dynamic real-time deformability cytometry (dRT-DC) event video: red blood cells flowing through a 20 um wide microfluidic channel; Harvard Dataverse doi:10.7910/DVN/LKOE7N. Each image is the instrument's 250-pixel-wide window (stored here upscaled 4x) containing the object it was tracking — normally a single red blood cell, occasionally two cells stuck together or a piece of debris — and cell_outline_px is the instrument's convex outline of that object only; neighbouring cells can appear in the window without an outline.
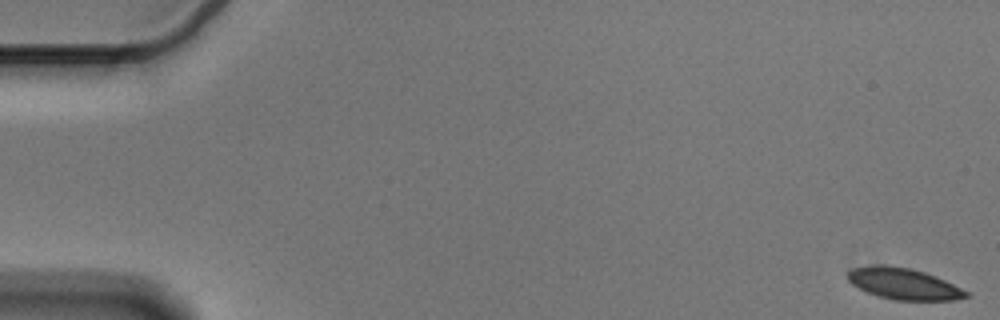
{"species": "Egyptian fruit bat (a non-hibernating species)", "species_latin": "Rousettus aegyptiacus", "temperature_condition": "cold", "stored_images_in_passage": 56, "camera_frame_rate_fps": 3000, "um_per_image_px": 0.085, "animal": {"sex": "male"}, "frame": {"image": 1, "passage_image": 1, "time_ms": 0.0, "image_size_px": [1000, 320], "cell_outline_px": [[972, 296], [952, 300], [892, 300], [868, 292], [852, 284], [848, 280], [848, 272], [852, 268], [868, 264], [888, 264], [912, 268], [924, 272], [944, 280], [968, 292]], "centroid_in_image_um": [76.78, 24.1], "position_along_channel_um": 8.2, "area_um2": 21.68}}
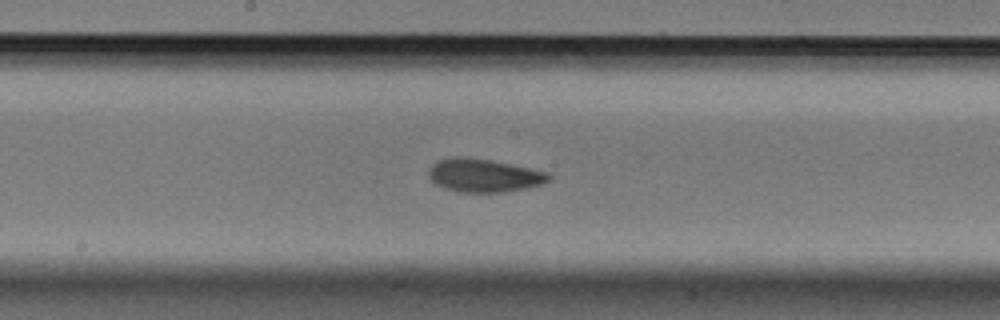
{"frame": {"image": 2, "passage_image": 30, "time_ms": 9.667, "image_size_px": [1000, 320], "cell_outline_px": [[552, 180], [528, 188], [504, 192], [456, 192], [444, 188], [436, 184], [428, 176], [428, 168], [436, 160], [452, 156], [464, 156], [492, 160], [548, 172], [552, 176]], "centroid_in_image_um": [41.11, 14.9], "position_along_channel_um": 207.1, "area_um2": 23.64}}
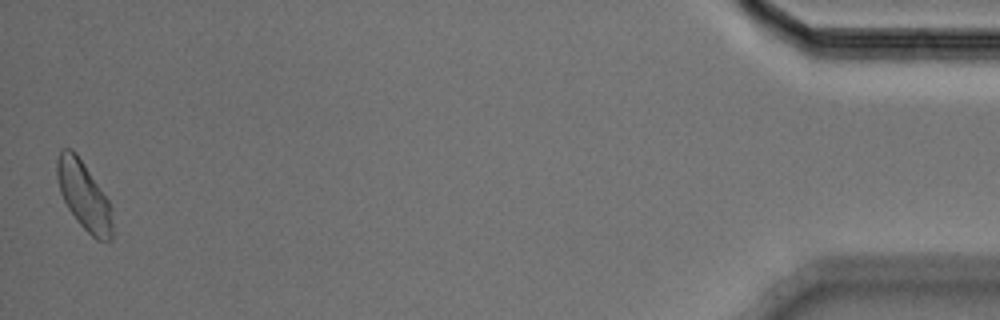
{"frame": {"image": 3, "passage_image": 56, "time_ms": 18.333, "image_size_px": [1000, 320], "cell_outline_px": [[112, 240], [96, 240], [76, 220], [68, 208], [60, 192], [56, 176], [56, 160], [60, 148], [72, 148], [76, 152], [108, 200], [112, 208]], "centroid_in_image_um": [7.11, 16.6], "position_along_channel_um": 428.1, "area_um2": 22.02}, "authors_computed_cell_mechanics": {"area_um2": 22.0218, "velocity_mm_per_s": 3.5687, "shape_relaxation_time_tau1_ms": 3.4038, "shape_relaxation_time_tau2_ms": 1.7337, "deformation_change_tau1": 0.088, "deformation_change_tau2": 0.0512}}